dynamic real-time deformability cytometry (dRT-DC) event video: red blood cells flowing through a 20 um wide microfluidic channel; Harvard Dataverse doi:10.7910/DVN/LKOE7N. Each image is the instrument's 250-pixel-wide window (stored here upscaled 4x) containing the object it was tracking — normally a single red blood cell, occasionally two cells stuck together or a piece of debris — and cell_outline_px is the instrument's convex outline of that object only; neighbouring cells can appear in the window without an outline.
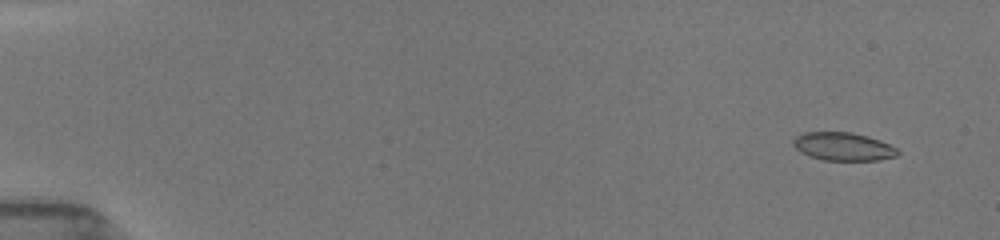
{"species": "common noctule bat (a hibernating species)", "species_latin": "Nyctalus noctula", "temperature_condition": "room temperature", "stored_images_in_passage": 53, "camera_frame_rate_fps": 3000, "um_per_image_px": 0.085, "animal": {"sex": "female", "body_mass_g": 19.5, "forearm_length_mm": 54.1}, "frame": {"image": 1, "passage_image": 4, "time_ms": 1.0, "image_size_px": [1000, 240], "cell_outline_px": [[900, 152], [896, 156], [880, 160], [824, 160], [808, 156], [800, 152], [792, 144], [792, 140], [796, 136], [804, 132], [852, 132], [868, 136], [880, 140], [896, 148]], "centroid_in_image_um": [71.65, 12.45], "position_along_channel_um": 13.4, "area_um2": 17.22}}
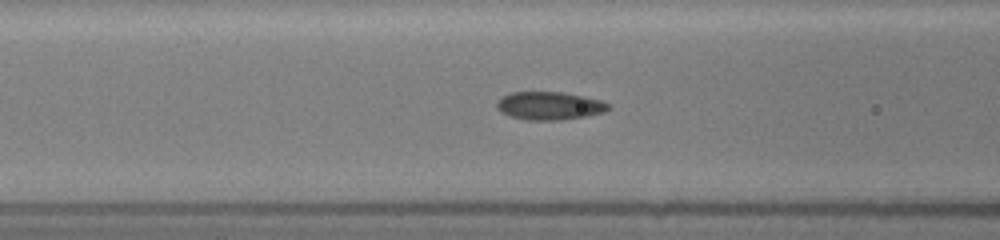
{"frame": {"image": 2, "passage_image": 23, "time_ms": 7.333, "image_size_px": [1000, 240], "cell_outline_px": [[612, 108], [604, 112], [584, 116], [560, 120], [528, 120], [508, 116], [500, 112], [496, 108], [496, 100], [512, 92], [564, 92], [584, 96], [600, 100], [612, 104]], "centroid_in_image_um": [46.7, 8.99], "position_along_channel_um": 119.9, "area_um2": 18.44}}
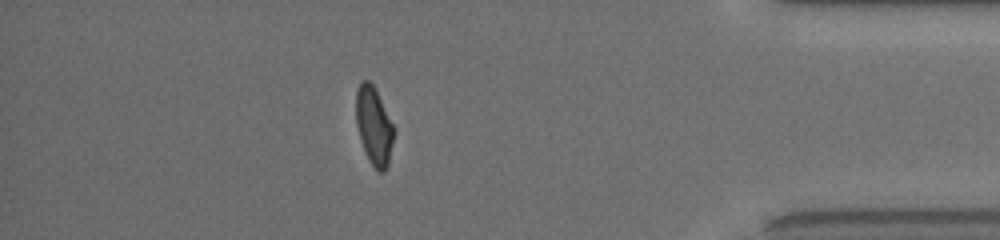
{"frame": {"image": 3, "passage_image": 47, "time_ms": 15.333, "image_size_px": [1000, 240], "cell_outline_px": [[396, 132], [388, 164], [384, 172], [376, 172], [368, 160], [360, 140], [356, 124], [356, 92], [360, 80], [368, 80], [372, 84], [396, 128]], "centroid_in_image_um": [31.8, 10.74], "position_along_channel_um": 403.4, "area_um2": 17.57}, "authors_computed_cell_mechanics": {"area_um2": 17.7446, "velocity_mm_per_s": 3.9665, "shape_relaxation_time_tau1_ms": 4.6562, "shape_relaxation_time_tau2_ms": 1.375, "deformation_change_tau1": 0.1672, "deformation_change_tau2": 0.0689}}